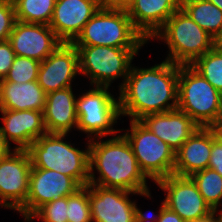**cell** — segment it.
<instances>
[{"mask_svg": "<svg viewBox=\"0 0 222 222\" xmlns=\"http://www.w3.org/2000/svg\"><path fill=\"white\" fill-rule=\"evenodd\" d=\"M178 78L179 65L166 59L149 68L132 65L119 89L120 114L140 120L146 115L177 109Z\"/></svg>", "mask_w": 222, "mask_h": 222, "instance_id": "6da1fadb", "label": "cell"}, {"mask_svg": "<svg viewBox=\"0 0 222 222\" xmlns=\"http://www.w3.org/2000/svg\"><path fill=\"white\" fill-rule=\"evenodd\" d=\"M99 140L100 137L89 140V184L150 194L147 177L126 137L118 134L106 141ZM94 170L99 173L97 178Z\"/></svg>", "mask_w": 222, "mask_h": 222, "instance_id": "7a4b0ae2", "label": "cell"}, {"mask_svg": "<svg viewBox=\"0 0 222 222\" xmlns=\"http://www.w3.org/2000/svg\"><path fill=\"white\" fill-rule=\"evenodd\" d=\"M67 134L46 133L26 150L32 168L48 169L73 178L81 187L89 184V140L80 150L64 141Z\"/></svg>", "mask_w": 222, "mask_h": 222, "instance_id": "3957f363", "label": "cell"}, {"mask_svg": "<svg viewBox=\"0 0 222 222\" xmlns=\"http://www.w3.org/2000/svg\"><path fill=\"white\" fill-rule=\"evenodd\" d=\"M152 39L164 41L169 48L166 60L178 65H191L215 46V39L183 9L171 15Z\"/></svg>", "mask_w": 222, "mask_h": 222, "instance_id": "277c9868", "label": "cell"}, {"mask_svg": "<svg viewBox=\"0 0 222 222\" xmlns=\"http://www.w3.org/2000/svg\"><path fill=\"white\" fill-rule=\"evenodd\" d=\"M147 43L134 28L127 11L111 10L103 6L85 24L72 42L74 46H110L141 49Z\"/></svg>", "mask_w": 222, "mask_h": 222, "instance_id": "5b68a950", "label": "cell"}, {"mask_svg": "<svg viewBox=\"0 0 222 222\" xmlns=\"http://www.w3.org/2000/svg\"><path fill=\"white\" fill-rule=\"evenodd\" d=\"M177 108L200 127L222 119V94L190 65H179Z\"/></svg>", "mask_w": 222, "mask_h": 222, "instance_id": "8992f818", "label": "cell"}, {"mask_svg": "<svg viewBox=\"0 0 222 222\" xmlns=\"http://www.w3.org/2000/svg\"><path fill=\"white\" fill-rule=\"evenodd\" d=\"M79 53V73L88 76L92 86L110 87L115 79L122 78L124 85L139 49L110 46H75Z\"/></svg>", "mask_w": 222, "mask_h": 222, "instance_id": "52a82bcc", "label": "cell"}, {"mask_svg": "<svg viewBox=\"0 0 222 222\" xmlns=\"http://www.w3.org/2000/svg\"><path fill=\"white\" fill-rule=\"evenodd\" d=\"M107 86H93L76 99L77 130L88 134L89 140L119 133L113 126L121 117L118 98ZM91 135V136H90ZM94 135V137H92Z\"/></svg>", "mask_w": 222, "mask_h": 222, "instance_id": "ba28073f", "label": "cell"}, {"mask_svg": "<svg viewBox=\"0 0 222 222\" xmlns=\"http://www.w3.org/2000/svg\"><path fill=\"white\" fill-rule=\"evenodd\" d=\"M130 125L123 135L130 143L145 176L156 183L173 174L175 151L139 120H131Z\"/></svg>", "mask_w": 222, "mask_h": 222, "instance_id": "9c48e42d", "label": "cell"}, {"mask_svg": "<svg viewBox=\"0 0 222 222\" xmlns=\"http://www.w3.org/2000/svg\"><path fill=\"white\" fill-rule=\"evenodd\" d=\"M155 184H158L162 191L167 192L162 204L186 222L206 218L214 212L205 202L190 176L171 174Z\"/></svg>", "mask_w": 222, "mask_h": 222, "instance_id": "30bf717a", "label": "cell"}, {"mask_svg": "<svg viewBox=\"0 0 222 222\" xmlns=\"http://www.w3.org/2000/svg\"><path fill=\"white\" fill-rule=\"evenodd\" d=\"M32 164L27 150L0 159V206L19 211L27 200Z\"/></svg>", "mask_w": 222, "mask_h": 222, "instance_id": "8fae6325", "label": "cell"}, {"mask_svg": "<svg viewBox=\"0 0 222 222\" xmlns=\"http://www.w3.org/2000/svg\"><path fill=\"white\" fill-rule=\"evenodd\" d=\"M81 188L73 178L60 172L32 168L27 200L18 212L28 221L44 204L73 195Z\"/></svg>", "mask_w": 222, "mask_h": 222, "instance_id": "7c38bea8", "label": "cell"}, {"mask_svg": "<svg viewBox=\"0 0 222 222\" xmlns=\"http://www.w3.org/2000/svg\"><path fill=\"white\" fill-rule=\"evenodd\" d=\"M88 185L92 222H136L139 208L135 201L129 199V195L151 198V194Z\"/></svg>", "mask_w": 222, "mask_h": 222, "instance_id": "4fadbf2b", "label": "cell"}, {"mask_svg": "<svg viewBox=\"0 0 222 222\" xmlns=\"http://www.w3.org/2000/svg\"><path fill=\"white\" fill-rule=\"evenodd\" d=\"M79 74L77 48L72 43H62L41 62L37 82L46 93H50L72 87L75 76Z\"/></svg>", "mask_w": 222, "mask_h": 222, "instance_id": "5bb4252c", "label": "cell"}, {"mask_svg": "<svg viewBox=\"0 0 222 222\" xmlns=\"http://www.w3.org/2000/svg\"><path fill=\"white\" fill-rule=\"evenodd\" d=\"M17 56L44 61L62 42L49 25L16 21L8 38Z\"/></svg>", "mask_w": 222, "mask_h": 222, "instance_id": "9a60e30c", "label": "cell"}, {"mask_svg": "<svg viewBox=\"0 0 222 222\" xmlns=\"http://www.w3.org/2000/svg\"><path fill=\"white\" fill-rule=\"evenodd\" d=\"M101 6L97 0H56L49 26L62 43H72Z\"/></svg>", "mask_w": 222, "mask_h": 222, "instance_id": "2e32d148", "label": "cell"}, {"mask_svg": "<svg viewBox=\"0 0 222 222\" xmlns=\"http://www.w3.org/2000/svg\"><path fill=\"white\" fill-rule=\"evenodd\" d=\"M3 126L0 132L10 145L16 144V150H26L36 139L47 133L43 111L0 109Z\"/></svg>", "mask_w": 222, "mask_h": 222, "instance_id": "e0dca14e", "label": "cell"}, {"mask_svg": "<svg viewBox=\"0 0 222 222\" xmlns=\"http://www.w3.org/2000/svg\"><path fill=\"white\" fill-rule=\"evenodd\" d=\"M139 121L175 152L200 127L178 108L165 113L146 115Z\"/></svg>", "mask_w": 222, "mask_h": 222, "instance_id": "ac0fdd59", "label": "cell"}, {"mask_svg": "<svg viewBox=\"0 0 222 222\" xmlns=\"http://www.w3.org/2000/svg\"><path fill=\"white\" fill-rule=\"evenodd\" d=\"M182 5L183 0H135L127 14L148 42Z\"/></svg>", "mask_w": 222, "mask_h": 222, "instance_id": "d6986e66", "label": "cell"}, {"mask_svg": "<svg viewBox=\"0 0 222 222\" xmlns=\"http://www.w3.org/2000/svg\"><path fill=\"white\" fill-rule=\"evenodd\" d=\"M212 150V129L199 127L189 139L175 152L173 174L191 176L208 168Z\"/></svg>", "mask_w": 222, "mask_h": 222, "instance_id": "ffe728a7", "label": "cell"}, {"mask_svg": "<svg viewBox=\"0 0 222 222\" xmlns=\"http://www.w3.org/2000/svg\"><path fill=\"white\" fill-rule=\"evenodd\" d=\"M76 99L72 87L47 93L43 110L47 133L68 134L77 128Z\"/></svg>", "mask_w": 222, "mask_h": 222, "instance_id": "44dd1931", "label": "cell"}, {"mask_svg": "<svg viewBox=\"0 0 222 222\" xmlns=\"http://www.w3.org/2000/svg\"><path fill=\"white\" fill-rule=\"evenodd\" d=\"M47 93L36 81L0 82V109L43 111Z\"/></svg>", "mask_w": 222, "mask_h": 222, "instance_id": "7402d4cb", "label": "cell"}, {"mask_svg": "<svg viewBox=\"0 0 222 222\" xmlns=\"http://www.w3.org/2000/svg\"><path fill=\"white\" fill-rule=\"evenodd\" d=\"M182 9L214 39L222 31V10L207 0H183Z\"/></svg>", "mask_w": 222, "mask_h": 222, "instance_id": "603a6c76", "label": "cell"}, {"mask_svg": "<svg viewBox=\"0 0 222 222\" xmlns=\"http://www.w3.org/2000/svg\"><path fill=\"white\" fill-rule=\"evenodd\" d=\"M13 3L17 21L49 25L56 0H15Z\"/></svg>", "mask_w": 222, "mask_h": 222, "instance_id": "cb8c5ba5", "label": "cell"}, {"mask_svg": "<svg viewBox=\"0 0 222 222\" xmlns=\"http://www.w3.org/2000/svg\"><path fill=\"white\" fill-rule=\"evenodd\" d=\"M205 202L217 213L222 206V176L211 168L197 171L191 176Z\"/></svg>", "mask_w": 222, "mask_h": 222, "instance_id": "d4e9b609", "label": "cell"}, {"mask_svg": "<svg viewBox=\"0 0 222 222\" xmlns=\"http://www.w3.org/2000/svg\"><path fill=\"white\" fill-rule=\"evenodd\" d=\"M190 66L222 94V50L214 46Z\"/></svg>", "mask_w": 222, "mask_h": 222, "instance_id": "484cf974", "label": "cell"}, {"mask_svg": "<svg viewBox=\"0 0 222 222\" xmlns=\"http://www.w3.org/2000/svg\"><path fill=\"white\" fill-rule=\"evenodd\" d=\"M68 222H92L89 200V185L82 187L75 194L67 196Z\"/></svg>", "mask_w": 222, "mask_h": 222, "instance_id": "4316f807", "label": "cell"}, {"mask_svg": "<svg viewBox=\"0 0 222 222\" xmlns=\"http://www.w3.org/2000/svg\"><path fill=\"white\" fill-rule=\"evenodd\" d=\"M41 62L28 57L17 56L9 69L8 75L0 82L27 83L36 81Z\"/></svg>", "mask_w": 222, "mask_h": 222, "instance_id": "83f0119b", "label": "cell"}, {"mask_svg": "<svg viewBox=\"0 0 222 222\" xmlns=\"http://www.w3.org/2000/svg\"><path fill=\"white\" fill-rule=\"evenodd\" d=\"M67 196L55 199L41 206L27 221L36 217L42 222H68L67 220Z\"/></svg>", "mask_w": 222, "mask_h": 222, "instance_id": "f1b7e54d", "label": "cell"}, {"mask_svg": "<svg viewBox=\"0 0 222 222\" xmlns=\"http://www.w3.org/2000/svg\"><path fill=\"white\" fill-rule=\"evenodd\" d=\"M16 21L14 3L0 1V42L8 40Z\"/></svg>", "mask_w": 222, "mask_h": 222, "instance_id": "f546056e", "label": "cell"}, {"mask_svg": "<svg viewBox=\"0 0 222 222\" xmlns=\"http://www.w3.org/2000/svg\"><path fill=\"white\" fill-rule=\"evenodd\" d=\"M16 54L8 40L0 42V80L5 79Z\"/></svg>", "mask_w": 222, "mask_h": 222, "instance_id": "4dcf8cb0", "label": "cell"}, {"mask_svg": "<svg viewBox=\"0 0 222 222\" xmlns=\"http://www.w3.org/2000/svg\"><path fill=\"white\" fill-rule=\"evenodd\" d=\"M208 168L215 170L222 176V143L216 139L212 130V150Z\"/></svg>", "mask_w": 222, "mask_h": 222, "instance_id": "1f68e13d", "label": "cell"}, {"mask_svg": "<svg viewBox=\"0 0 222 222\" xmlns=\"http://www.w3.org/2000/svg\"><path fill=\"white\" fill-rule=\"evenodd\" d=\"M157 216V222H186L177 213L168 209L161 203Z\"/></svg>", "mask_w": 222, "mask_h": 222, "instance_id": "d6a6232c", "label": "cell"}, {"mask_svg": "<svg viewBox=\"0 0 222 222\" xmlns=\"http://www.w3.org/2000/svg\"><path fill=\"white\" fill-rule=\"evenodd\" d=\"M134 2L135 0H105L102 6L111 10L128 11Z\"/></svg>", "mask_w": 222, "mask_h": 222, "instance_id": "836d02e7", "label": "cell"}, {"mask_svg": "<svg viewBox=\"0 0 222 222\" xmlns=\"http://www.w3.org/2000/svg\"><path fill=\"white\" fill-rule=\"evenodd\" d=\"M11 152V145H9L0 132V159L6 157Z\"/></svg>", "mask_w": 222, "mask_h": 222, "instance_id": "e575fe53", "label": "cell"}, {"mask_svg": "<svg viewBox=\"0 0 222 222\" xmlns=\"http://www.w3.org/2000/svg\"><path fill=\"white\" fill-rule=\"evenodd\" d=\"M136 222H157V217L149 214L142 213V210L137 211Z\"/></svg>", "mask_w": 222, "mask_h": 222, "instance_id": "d590c367", "label": "cell"}, {"mask_svg": "<svg viewBox=\"0 0 222 222\" xmlns=\"http://www.w3.org/2000/svg\"><path fill=\"white\" fill-rule=\"evenodd\" d=\"M210 128L213 130L216 139L222 143V119L213 124Z\"/></svg>", "mask_w": 222, "mask_h": 222, "instance_id": "8d00e7d4", "label": "cell"}, {"mask_svg": "<svg viewBox=\"0 0 222 222\" xmlns=\"http://www.w3.org/2000/svg\"><path fill=\"white\" fill-rule=\"evenodd\" d=\"M215 212L210 214L208 217L200 219V220H195L191 222H218L217 216H215Z\"/></svg>", "mask_w": 222, "mask_h": 222, "instance_id": "74e56055", "label": "cell"}, {"mask_svg": "<svg viewBox=\"0 0 222 222\" xmlns=\"http://www.w3.org/2000/svg\"><path fill=\"white\" fill-rule=\"evenodd\" d=\"M215 47L219 50H222V31L221 33L215 38Z\"/></svg>", "mask_w": 222, "mask_h": 222, "instance_id": "f35d334b", "label": "cell"}, {"mask_svg": "<svg viewBox=\"0 0 222 222\" xmlns=\"http://www.w3.org/2000/svg\"><path fill=\"white\" fill-rule=\"evenodd\" d=\"M209 2H212L214 5H216L220 10H222V0H207Z\"/></svg>", "mask_w": 222, "mask_h": 222, "instance_id": "ab89813d", "label": "cell"}, {"mask_svg": "<svg viewBox=\"0 0 222 222\" xmlns=\"http://www.w3.org/2000/svg\"><path fill=\"white\" fill-rule=\"evenodd\" d=\"M219 212L221 213L217 215V219H218V222H222V210Z\"/></svg>", "mask_w": 222, "mask_h": 222, "instance_id": "60d3db41", "label": "cell"}, {"mask_svg": "<svg viewBox=\"0 0 222 222\" xmlns=\"http://www.w3.org/2000/svg\"><path fill=\"white\" fill-rule=\"evenodd\" d=\"M0 1H9V2H14L15 0H0Z\"/></svg>", "mask_w": 222, "mask_h": 222, "instance_id": "b9f144b4", "label": "cell"}, {"mask_svg": "<svg viewBox=\"0 0 222 222\" xmlns=\"http://www.w3.org/2000/svg\"><path fill=\"white\" fill-rule=\"evenodd\" d=\"M97 1H99L101 4H103V2H104L105 0H97Z\"/></svg>", "mask_w": 222, "mask_h": 222, "instance_id": "7bdbcfd3", "label": "cell"}]
</instances>
